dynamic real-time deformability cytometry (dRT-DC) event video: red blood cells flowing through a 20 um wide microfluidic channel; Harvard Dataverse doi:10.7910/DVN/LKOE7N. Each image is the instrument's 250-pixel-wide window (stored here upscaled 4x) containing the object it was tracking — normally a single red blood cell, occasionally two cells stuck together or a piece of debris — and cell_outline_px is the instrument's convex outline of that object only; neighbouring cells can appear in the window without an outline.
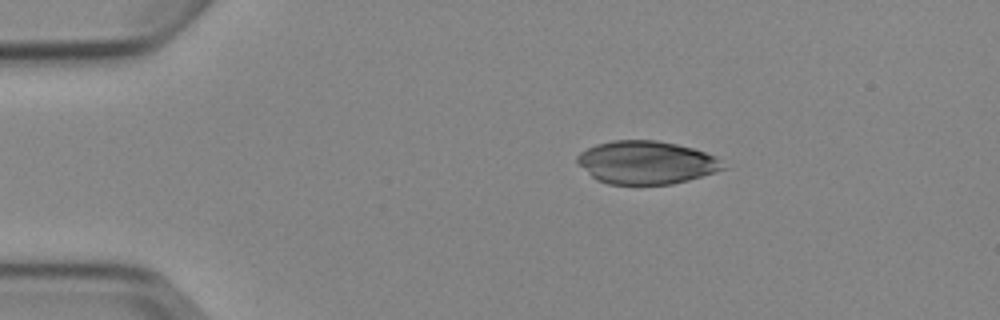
{"species": "Egyptian fruit bat (a non-hibernating species)", "species_latin": "Rousettus aegyptiacus", "temperature_condition": "cold", "stored_images_in_passage": 6, "camera_frame_rate_fps": 3000, "um_per_image_px": 0.085, "animal": {"sex": "female"}, "frame": {"image": 1, "passage_image": 1, "time_ms": 0.0, "image_size_px": [1000, 320], "cell_outline_px": [[728, 168], [688, 180], [672, 184], [608, 184], [596, 180], [576, 160], [576, 156], [580, 152], [596, 144], [612, 140], [656, 140], [676, 144], [692, 148], [704, 152], [712, 156]], "centroid_in_image_um": [54.91, 13.81], "position_along_channel_um": 30.1, "area_um2": 36.24}}
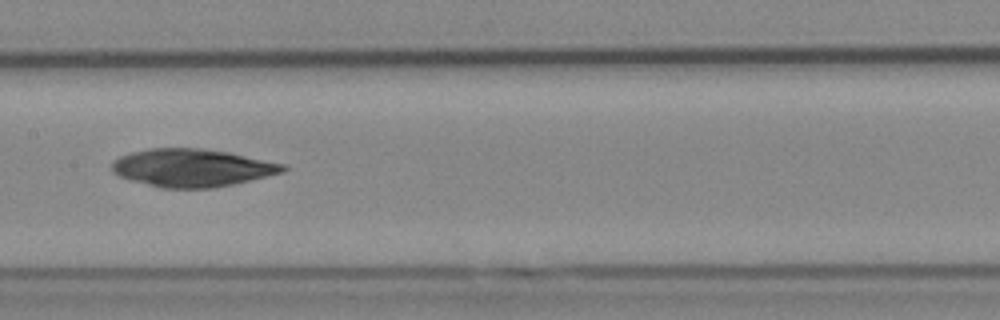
{"frame": {"image": 2, "passage_image": 6, "time_ms": 5.667, "image_size_px": [1000, 320], "cell_outline_px": [[288, 168], [284, 172], [232, 184], [212, 188], [160, 188], [128, 180], [112, 172], [112, 160], [120, 156], [132, 152], [148, 148], [204, 148], [228, 152], [288, 164]], "centroid_in_image_um": [16.32, 14.26], "position_along_channel_um": 191.1, "area_um2": 37.97}}